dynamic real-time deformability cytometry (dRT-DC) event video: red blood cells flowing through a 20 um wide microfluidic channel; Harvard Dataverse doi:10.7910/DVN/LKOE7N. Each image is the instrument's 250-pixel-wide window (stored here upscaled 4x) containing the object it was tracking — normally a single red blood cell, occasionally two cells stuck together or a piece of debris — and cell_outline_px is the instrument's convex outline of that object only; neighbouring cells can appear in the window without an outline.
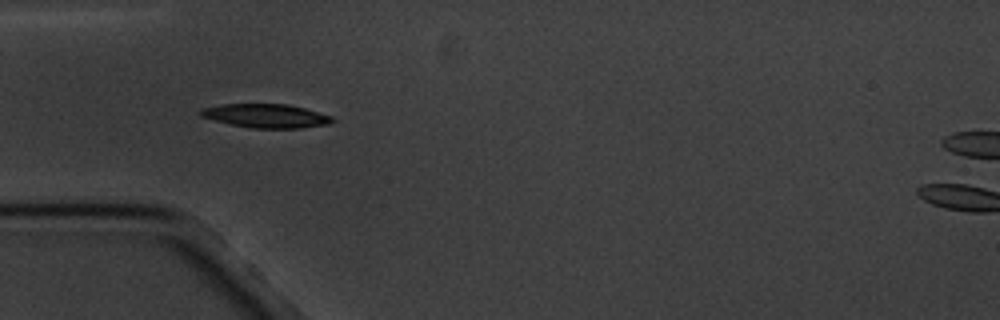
{"species": "common noctule bat (a hibernating species)", "species_latin": "Nyctalus noctula", "temperature_condition": "cold", "stored_images_in_passage": 5, "camera_frame_rate_fps": 3000, "um_per_image_px": 0.085, "animal": {"sex": "male", "body_mass_g": 20.1, "forearm_length_mm": 53.5}, "frame": {"image": 1, "passage_image": 4, "time_ms": 4.333, "image_size_px": [1000, 320], "cell_outline_px": [[336, 120], [328, 124], [300, 128], [252, 128], [232, 124], [200, 116], [196, 112], [200, 108], [224, 104], [288, 104], [304, 108], [332, 116]], "centroid_in_image_um": [22.6, 9.84], "position_along_channel_um": 62.4, "area_um2": 18.21}}
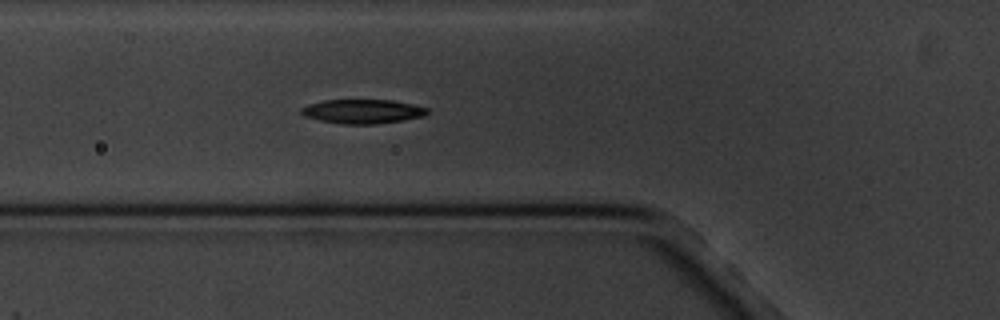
{"frame": {"image": 2, "passage_image": 5, "time_ms": 5.333, "image_size_px": [1000, 320], "cell_outline_px": [[428, 112], [420, 116], [400, 120], [376, 124], [340, 124], [320, 120], [304, 116], [300, 112], [300, 108], [324, 100], [392, 100], [412, 104], [428, 108]], "centroid_in_image_um": [30.78, 9.47], "position_along_channel_um": 95.0, "area_um2": 17.46}}